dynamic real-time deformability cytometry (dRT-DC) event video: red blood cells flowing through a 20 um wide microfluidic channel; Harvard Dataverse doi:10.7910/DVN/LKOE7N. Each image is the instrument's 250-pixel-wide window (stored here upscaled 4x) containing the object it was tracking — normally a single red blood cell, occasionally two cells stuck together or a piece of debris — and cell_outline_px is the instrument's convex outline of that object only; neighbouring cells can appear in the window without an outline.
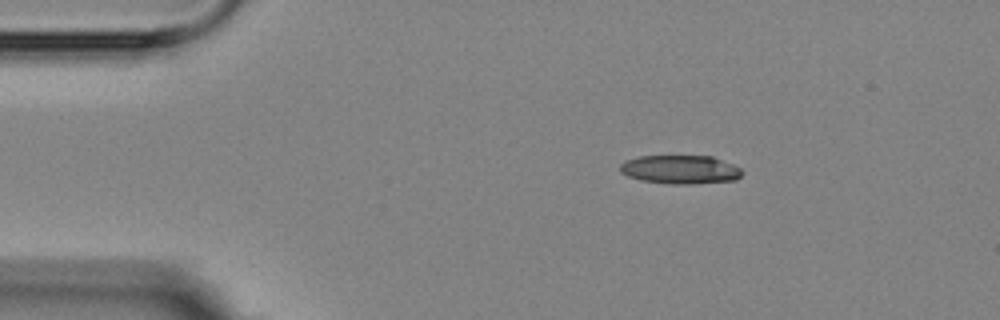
{"species": "Egyptian fruit bat (a non-hibernating species)", "species_latin": "Rousettus aegyptiacus", "temperature_condition": "room temperature", "stored_images_in_passage": 3, "camera_frame_rate_fps": 3000, "um_per_image_px": 0.085, "animal": {"sex": "female"}, "frame": {"image": 1, "passage_image": 1, "time_ms": 0.0, "image_size_px": [1000, 320], "cell_outline_px": [[744, 172], [736, 180], [692, 184], [672, 184], [640, 180], [628, 176], [620, 172], [620, 164], [624, 160], [640, 156], [712, 156], [732, 164], [740, 168]], "centroid_in_image_um": [57.82, 14.41], "position_along_channel_um": 27.2, "area_um2": 20.46}}
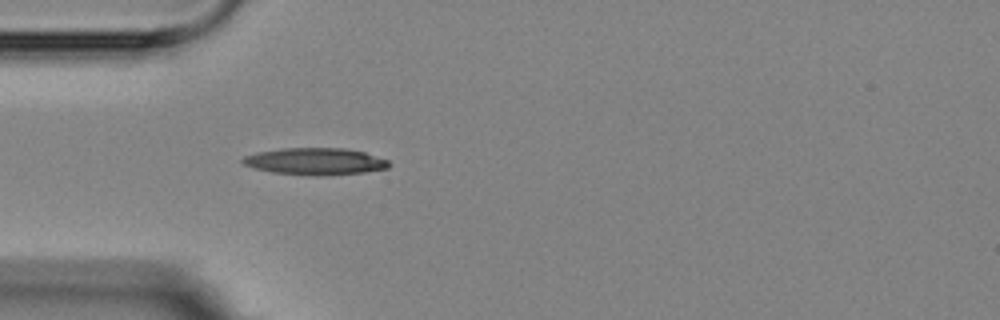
{"frame": {"image": 2, "passage_image": 3, "time_ms": 2.333, "image_size_px": [1000, 320], "cell_outline_px": [[392, 164], [388, 168], [364, 172], [272, 172], [252, 168], [244, 164], [240, 160], [244, 156], [256, 152], [280, 148], [344, 148], [364, 152], [388, 160]], "centroid_in_image_um": [26.75, 13.65], "position_along_channel_um": 58.2, "area_um2": 21.68}}